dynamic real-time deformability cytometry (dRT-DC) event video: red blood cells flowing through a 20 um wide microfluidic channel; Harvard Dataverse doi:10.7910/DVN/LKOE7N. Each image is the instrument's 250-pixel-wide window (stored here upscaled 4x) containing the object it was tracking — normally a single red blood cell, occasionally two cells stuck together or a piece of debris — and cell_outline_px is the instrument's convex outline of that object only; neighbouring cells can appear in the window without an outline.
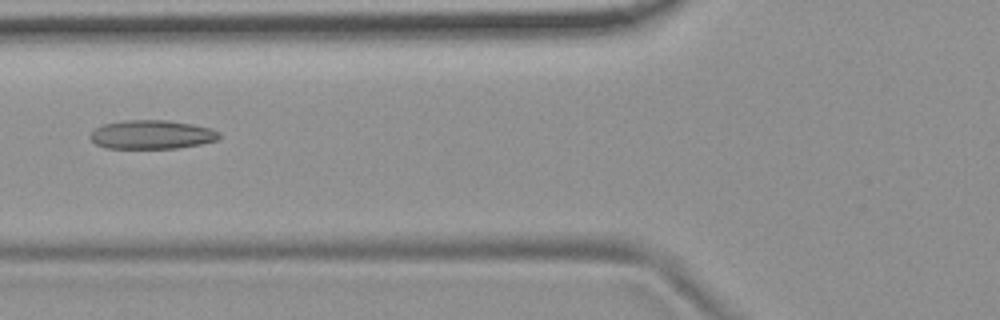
{"species": "common noctule bat (a hibernating species)", "species_latin": "Nyctalus noctula", "temperature_condition": "room temperature", "stored_images_in_passage": 2, "camera_frame_rate_fps": 3000, "um_per_image_px": 0.085, "animal": {"sex": "female", "body_mass_g": 19.9}, "frame": {"image": 1, "passage_image": 2, "time_ms": 0.333, "image_size_px": [1000, 320], "cell_outline_px": [[220, 136], [216, 140], [200, 144], [176, 148], [104, 148], [96, 144], [88, 136], [96, 128], [104, 124], [124, 120], [168, 120], [192, 124], [208, 128], [220, 132]], "centroid_in_image_um": [12.87, 11.44], "position_along_channel_um": 112.9, "area_um2": 21.56}}